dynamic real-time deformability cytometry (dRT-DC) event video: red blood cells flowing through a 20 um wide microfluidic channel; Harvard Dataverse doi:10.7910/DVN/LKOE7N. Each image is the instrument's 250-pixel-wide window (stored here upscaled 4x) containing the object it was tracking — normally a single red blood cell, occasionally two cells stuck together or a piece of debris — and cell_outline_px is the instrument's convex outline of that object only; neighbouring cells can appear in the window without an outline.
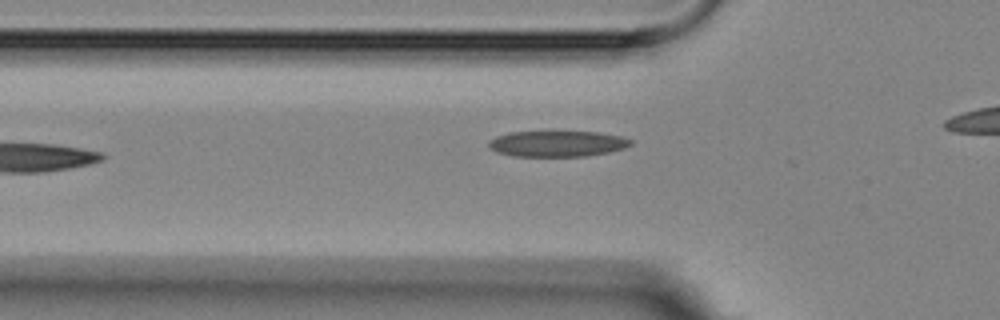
{"species": "Egyptian fruit bat (a non-hibernating species)", "species_latin": "Rousettus aegyptiacus", "temperature_condition": "room temperature", "stored_images_in_passage": 6, "camera_frame_rate_fps": 3000, "um_per_image_px": 0.085, "animal": {"sex": "female"}, "frame": {"image": 1, "passage_image": 3, "time_ms": 3.667, "image_size_px": [1000, 320], "cell_outline_px": [[632, 144], [624, 148], [608, 152], [584, 156], [512, 156], [496, 152], [488, 148], [488, 140], [496, 136], [508, 132], [600, 132], [620, 136], [632, 140]], "centroid_in_image_um": [47.32, 12.21], "position_along_channel_um": 78.5, "area_um2": 21.44}}
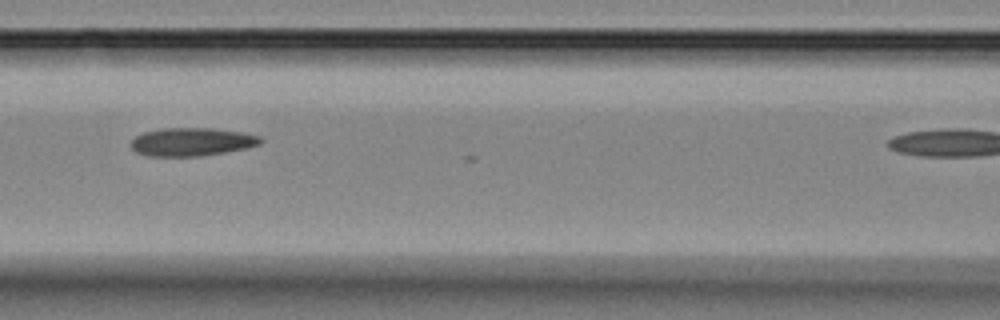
{"frame": {"image": 2, "passage_image": 5, "time_ms": 5.667, "image_size_px": [1000, 320], "cell_outline_px": [[264, 140], [260, 144], [248, 148], [200, 156], [148, 156], [136, 152], [128, 144], [136, 136], [144, 132], [160, 128], [212, 128], [240, 132], [260, 136]], "centroid_in_image_um": [16.29, 12.06], "position_along_channel_um": 150.3, "area_um2": 21.39}}